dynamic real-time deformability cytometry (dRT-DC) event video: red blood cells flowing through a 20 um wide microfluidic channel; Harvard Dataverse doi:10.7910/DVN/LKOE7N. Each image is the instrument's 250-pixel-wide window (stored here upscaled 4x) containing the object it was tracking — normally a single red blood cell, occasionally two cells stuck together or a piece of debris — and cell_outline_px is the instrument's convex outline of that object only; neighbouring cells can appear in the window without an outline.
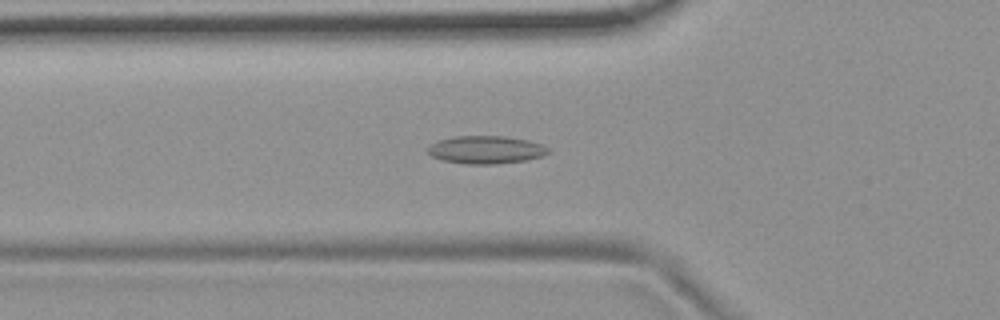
{"species": "common noctule bat (a hibernating species)", "species_latin": "Nyctalus noctula", "temperature_condition": "room temperature", "stored_images_in_passage": 39, "camera_frame_rate_fps": 3000, "um_per_image_px": 0.085, "animal": {"sex": "female", "body_mass_g": 19.9}, "frame": {"image": 1, "passage_image": 3, "time_ms": 0.667, "image_size_px": [1000, 320], "cell_outline_px": [[548, 152], [544, 156], [524, 160], [496, 164], [468, 164], [444, 160], [432, 156], [428, 152], [428, 148], [432, 144], [440, 140], [452, 136], [504, 136], [528, 140], [540, 144], [548, 148]], "centroid_in_image_um": [41.31, 12.72], "position_along_channel_um": 84.5, "area_um2": 19.31}}
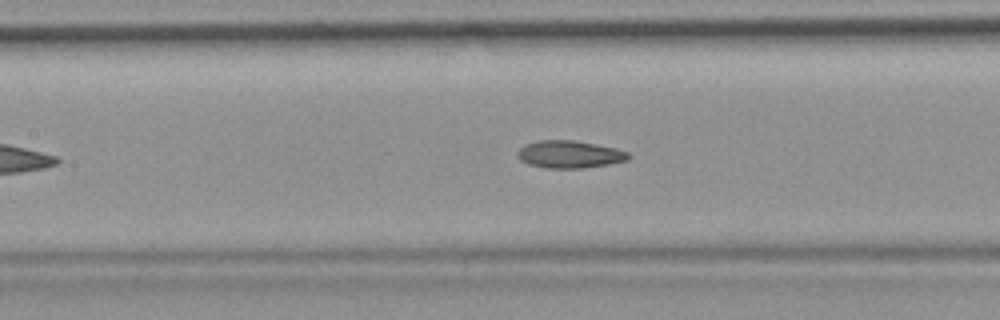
{"frame": {"image": 2, "passage_image": 9, "time_ms": 2.667, "image_size_px": [1000, 320], "cell_outline_px": [[632, 156], [628, 160], [608, 164], [584, 168], [548, 168], [528, 164], [520, 160], [516, 156], [516, 152], [524, 144], [536, 140], [572, 140], [596, 144], [616, 148], [628, 152]], "centroid_in_image_um": [48.39, 13.11], "position_along_channel_um": 159.0, "area_um2": 17.92}}
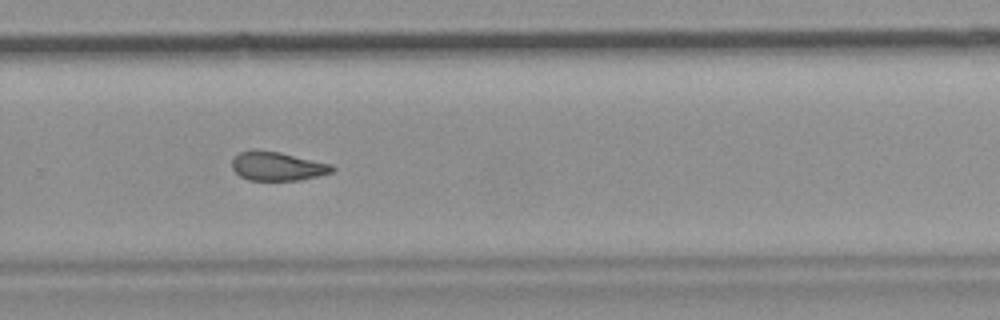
{"frame": {"image": 3, "passage_image": 21, "time_ms": 6.667, "image_size_px": [1000, 320], "cell_outline_px": [[336, 168], [332, 172], [300, 180], [248, 180], [240, 176], [232, 168], [232, 156], [240, 152], [280, 152], [332, 164]], "centroid_in_image_um": [23.6, 14.15], "position_along_channel_um": 306.2, "area_um2": 16.47}, "authors_computed_cell_mechanics": {"area_um2": 17.4556, "velocity_mm_per_s": 3.7005, "shape_relaxation_time_tau1_ms": null, "shape_relaxation_time_tau2_ms": 3.9432, "deformation_change_tau1": null, "deformation_change_tau2": 0.1084}}